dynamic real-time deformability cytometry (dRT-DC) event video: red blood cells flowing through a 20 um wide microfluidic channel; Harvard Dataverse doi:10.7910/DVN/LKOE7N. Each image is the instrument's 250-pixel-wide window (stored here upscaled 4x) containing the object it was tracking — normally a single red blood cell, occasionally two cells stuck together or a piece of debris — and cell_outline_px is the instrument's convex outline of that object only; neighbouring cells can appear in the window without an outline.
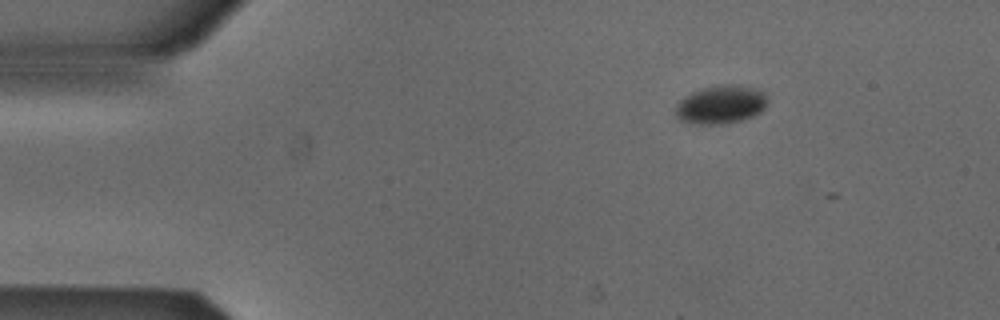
{"species": "Egyptian fruit bat (a non-hibernating species)", "species_latin": "Rousettus aegyptiacus", "temperature_condition": "cold", "stored_images_in_passage": 4, "camera_frame_rate_fps": 3000, "um_per_image_px": 0.085, "animal": {"sex": "male"}, "frame": {"image": 1, "passage_image": 1, "time_ms": 0.0, "image_size_px": [1000, 320], "cell_outline_px": [[764, 108], [760, 112], [752, 116], [740, 120], [724, 124], [692, 124], [680, 120], [676, 116], [676, 104], [684, 96], [692, 92], [704, 88], [724, 84], [728, 84], [752, 88], [760, 92], [764, 96]], "centroid_in_image_um": [61.18, 8.91], "position_along_channel_um": 23.8, "area_um2": 20.06}}